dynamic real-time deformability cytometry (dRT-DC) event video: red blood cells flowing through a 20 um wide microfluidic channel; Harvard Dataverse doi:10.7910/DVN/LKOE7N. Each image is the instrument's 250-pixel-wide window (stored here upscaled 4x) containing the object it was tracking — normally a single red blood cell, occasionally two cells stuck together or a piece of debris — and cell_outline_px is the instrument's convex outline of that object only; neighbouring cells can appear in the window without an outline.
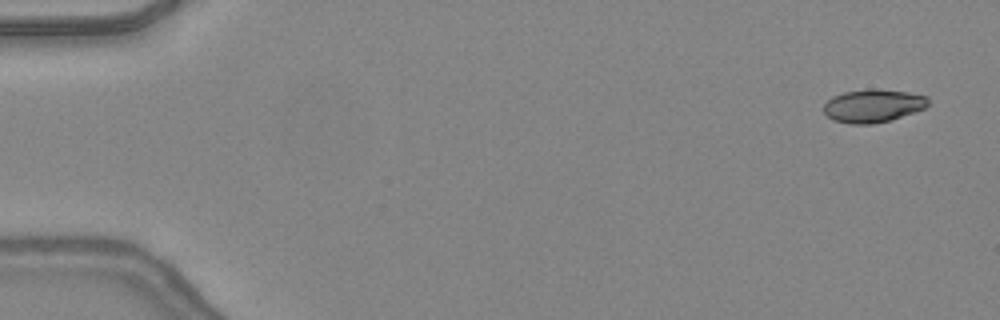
{"species": "common noctule bat (a hibernating species)", "species_latin": "Nyctalus noctula", "temperature_condition": "warm", "stored_images_in_passage": 47, "segment_of_instrument_passage": [1, 2], "camera_frame_rate_fps": 3000, "um_per_image_px": 0.085, "animal": {"sex": "female", "body_mass_g": 24.6, "forearm_length_mm": 56.2}, "frame": {"image": 1, "passage_image": 1, "time_ms": 0.0, "image_size_px": [1000, 320], "cell_outline_px": [[928, 104], [924, 108], [892, 120], [872, 124], [852, 124], [832, 120], [824, 112], [824, 104], [832, 96], [844, 92], [908, 92], [928, 96]], "centroid_in_image_um": [74.19, 9.05], "position_along_channel_um": 10.8, "area_um2": 19.25}}
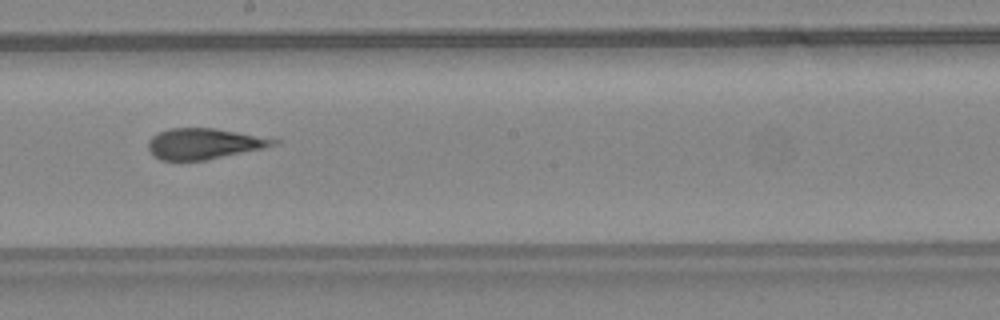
{"frame": {"image": 2, "passage_image": 26, "time_ms": 8.333, "image_size_px": [1000, 320], "cell_outline_px": [[280, 140], [276, 144], [264, 148], [204, 160], [160, 160], [148, 148], [148, 140], [152, 136], [168, 128], [216, 128]], "centroid_in_image_um": [17.32, 12.2], "position_along_channel_um": 230.9, "area_um2": 22.14}}
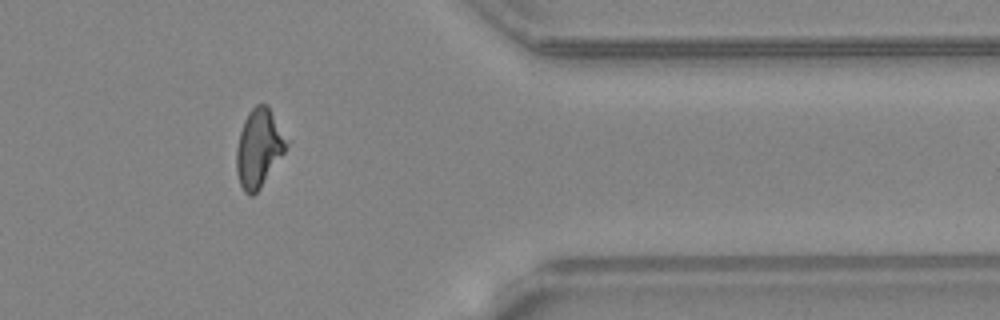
{"frame": {"image": 3, "passage_image": 38, "time_ms": 12.333, "image_size_px": [1000, 320], "cell_outline_px": [[292, 140], [260, 188], [252, 196], [248, 196], [244, 192], [240, 184], [236, 172], [236, 148], [240, 132], [244, 120], [248, 112], [256, 104], [268, 104]], "centroid_in_image_um": [22.05, 12.53], "position_along_channel_um": 389.4, "area_um2": 23.41}}